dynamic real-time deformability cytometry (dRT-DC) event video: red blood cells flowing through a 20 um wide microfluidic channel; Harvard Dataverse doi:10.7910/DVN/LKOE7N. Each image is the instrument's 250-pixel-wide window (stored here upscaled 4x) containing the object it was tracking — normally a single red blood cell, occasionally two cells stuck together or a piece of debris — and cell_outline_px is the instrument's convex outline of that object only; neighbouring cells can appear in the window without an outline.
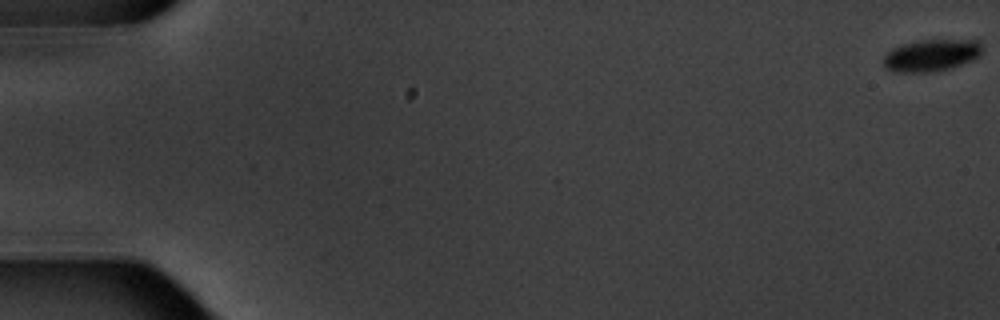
{"species": "common noctule bat (a hibernating species)", "species_latin": "Nyctalus noctula", "temperature_condition": "warm", "stored_images_in_passage": 11, "camera_frame_rate_fps": 3000, "um_per_image_px": 0.085, "animal": {"sex": "male", "body_mass_g": 20.1, "forearm_length_mm": 53.5}, "frame": {"image": 1, "passage_image": 1, "time_ms": 0.0, "image_size_px": [1000, 320], "cell_outline_px": [[984, 48], [980, 56], [972, 60], [948, 68], [932, 72], [896, 72], [888, 68], [884, 64], [884, 56], [892, 48], [904, 44], [920, 40], [976, 40]], "centroid_in_image_um": [79.19, 4.69], "position_along_channel_um": 5.8, "area_um2": 18.15}}
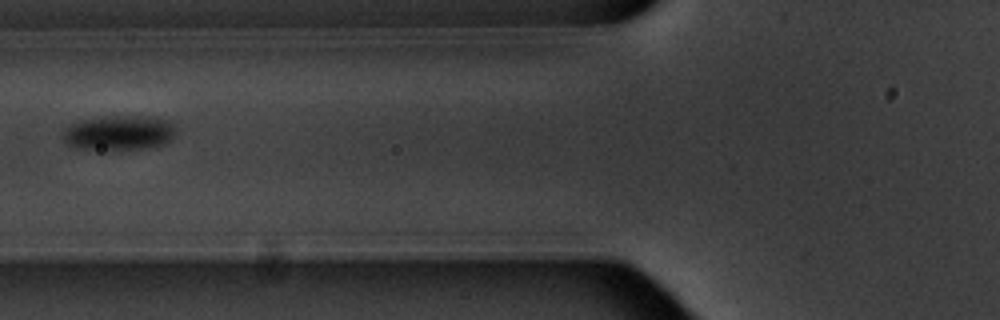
{"frame": {"image": 2, "passage_image": 7, "time_ms": 8.0, "image_size_px": [1000, 320], "cell_outline_px": [[172, 136], [164, 144], [148, 148], [76, 148], [68, 144], [64, 140], [64, 128], [68, 124], [80, 120], [96, 116], [156, 116], [172, 120]], "centroid_in_image_um": [10.09, 11.23], "position_along_channel_um": 115.7, "area_um2": 22.72}}